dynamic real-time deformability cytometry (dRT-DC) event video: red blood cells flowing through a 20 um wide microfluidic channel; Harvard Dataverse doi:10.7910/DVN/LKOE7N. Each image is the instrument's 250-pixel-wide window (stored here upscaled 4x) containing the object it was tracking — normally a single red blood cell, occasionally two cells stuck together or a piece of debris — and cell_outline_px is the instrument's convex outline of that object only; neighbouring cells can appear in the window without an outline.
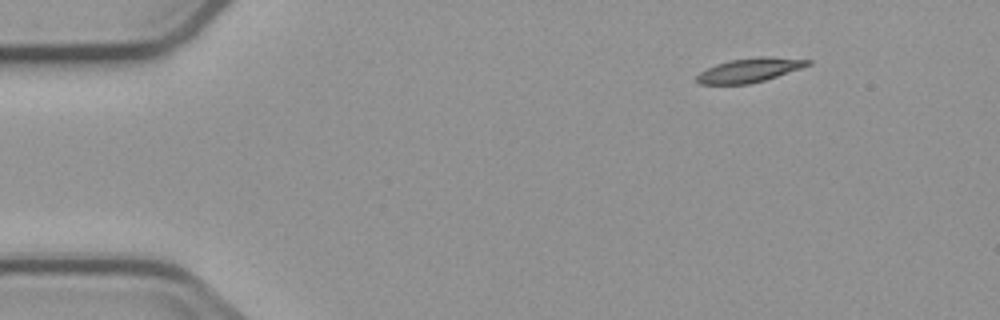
{"species": "common noctule bat (a hibernating species)", "species_latin": "Nyctalus noctula", "temperature_condition": "cold", "stored_images_in_passage": 3, "camera_frame_rate_fps": 3000, "um_per_image_px": 0.085, "animal": {"sex": "male", "body_mass_g": 23.1, "forearm_length_mm": 52.7}, "frame": {"image": 1, "passage_image": 1, "time_ms": 0.0, "image_size_px": [1000, 320], "cell_outline_px": [[812, 64], [764, 80], [748, 84], [700, 84], [696, 80], [696, 76], [700, 72], [716, 64], [728, 60], [760, 56], [764, 56], [812, 60]], "centroid_in_image_um": [63.69, 5.95], "position_along_channel_um": 21.3, "area_um2": 15.43}}